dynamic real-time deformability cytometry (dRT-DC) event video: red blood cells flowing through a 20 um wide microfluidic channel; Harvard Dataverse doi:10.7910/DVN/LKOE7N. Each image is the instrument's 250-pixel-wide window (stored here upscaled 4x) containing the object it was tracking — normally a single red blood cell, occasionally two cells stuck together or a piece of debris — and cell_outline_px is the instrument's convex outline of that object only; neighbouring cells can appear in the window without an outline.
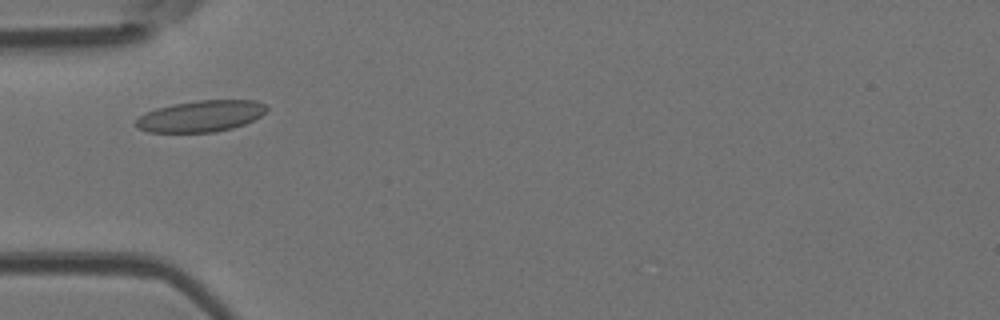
{"species": "Egyptian fruit bat (a non-hibernating species)", "species_latin": "Rousettus aegyptiacus", "temperature_condition": "room temperature", "stored_images_in_passage": 44, "camera_frame_rate_fps": 3000, "um_per_image_px": 0.085, "animal": {"sex": "female"}, "frame": {"image": 1, "passage_image": 8, "time_ms": 2.333, "image_size_px": [1000, 320], "cell_outline_px": [[268, 108], [260, 116], [244, 124], [232, 128], [216, 132], [148, 132], [136, 128], [136, 120], [140, 116], [156, 108], [172, 104], [196, 100], [256, 100], [264, 104]], "centroid_in_image_um": [17.06, 9.87], "position_along_channel_um": 67.9, "area_um2": 23.81}}
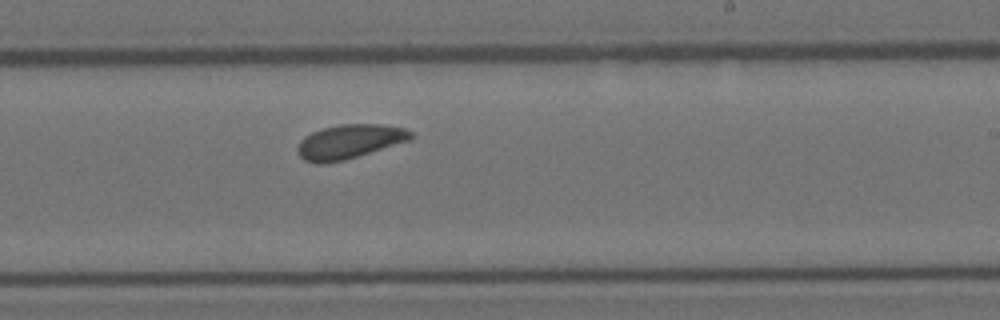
{"frame": {"image": 2, "passage_image": 23, "time_ms": 7.333, "image_size_px": [1000, 320], "cell_outline_px": [[416, 136], [412, 140], [344, 160], [324, 164], [316, 164], [304, 160], [296, 152], [296, 148], [300, 140], [304, 136], [320, 128], [340, 124], [384, 124], [404, 128], [412, 132]], "centroid_in_image_um": [29.7, 12.03], "position_along_channel_um": 259.3, "area_um2": 23.0}}
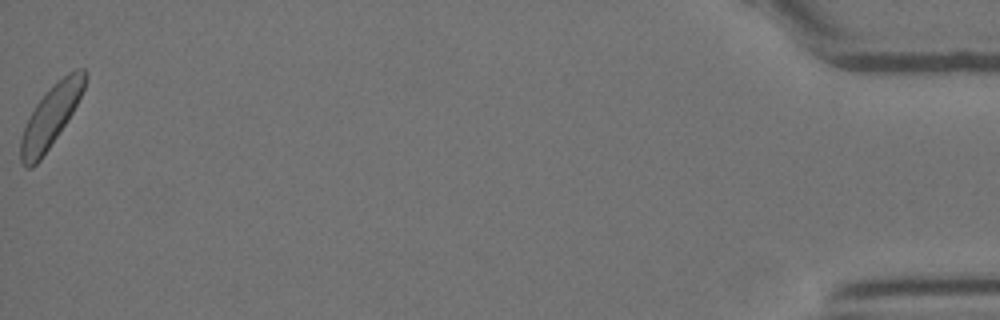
{"frame": {"image": 3, "passage_image": 44, "time_ms": 14.333, "image_size_px": [1000, 320], "cell_outline_px": [[88, 76], [84, 88], [68, 120], [40, 160], [32, 168], [24, 168], [20, 160], [20, 140], [24, 128], [36, 104], [68, 72], [76, 68], [84, 68], [88, 72]], "centroid_in_image_um": [4.32, 9.91], "position_along_channel_um": 430.9, "area_um2": 22.37}, "authors_computed_cell_mechanics": {"area_um2": 22.6576, "velocity_mm_per_s": 3.8329, "shape_relaxation_time_tau1_ms": 1.087, "shape_relaxation_time_tau2_ms": null, "deformation_change_tau1": 0.061, "deformation_change_tau2": null}}